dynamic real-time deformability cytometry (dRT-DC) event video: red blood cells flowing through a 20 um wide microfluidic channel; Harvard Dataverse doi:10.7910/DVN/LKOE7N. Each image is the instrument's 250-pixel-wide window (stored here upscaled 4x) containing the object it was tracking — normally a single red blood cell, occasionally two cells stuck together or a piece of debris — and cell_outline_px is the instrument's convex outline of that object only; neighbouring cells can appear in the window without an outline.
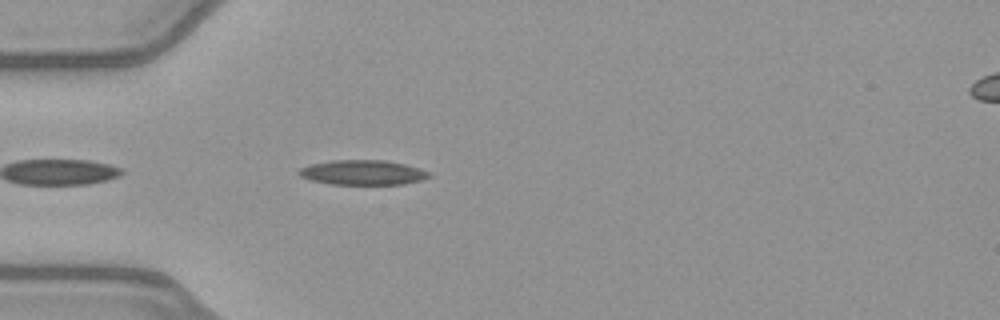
{"species": "common noctule bat (a hibernating species)", "species_latin": "Nyctalus noctula", "temperature_condition": "warm", "stored_images_in_passage": 37, "camera_frame_rate_fps": 3000, "um_per_image_px": 0.085, "animal": {"sex": "female", "body_mass_g": 21.9}, "frame": {"image": 1, "passage_image": 3, "time_ms": 0.667, "image_size_px": [1000, 320], "cell_outline_px": [[432, 176], [420, 180], [404, 184], [332, 184], [312, 180], [300, 176], [296, 172], [300, 168], [308, 164], [332, 160], [384, 160], [404, 164], [428, 172]], "centroid_in_image_um": [30.78, 14.66], "position_along_channel_um": 54.2, "area_um2": 18.67}}
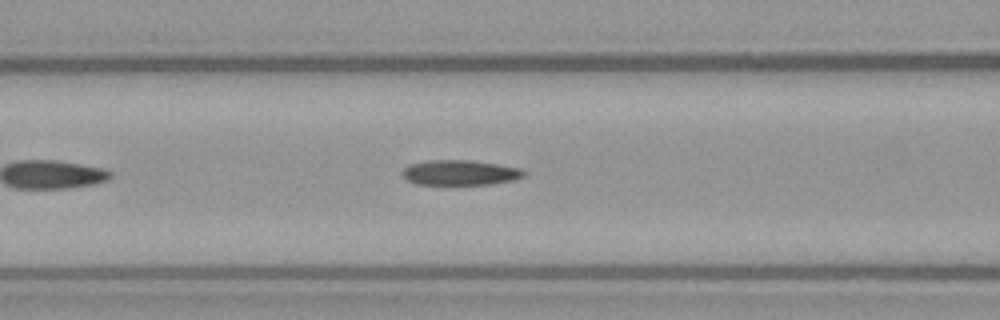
{"frame": {"image": 2, "passage_image": 9, "time_ms": 2.667, "image_size_px": [1000, 320], "cell_outline_px": [[528, 172], [524, 176], [516, 180], [492, 184], [416, 184], [408, 180], [404, 176], [404, 168], [408, 164], [428, 160], [468, 160], [496, 164], [520, 168]], "centroid_in_image_um": [39.15, 14.67], "position_along_channel_um": 127.4, "area_um2": 17.74}}
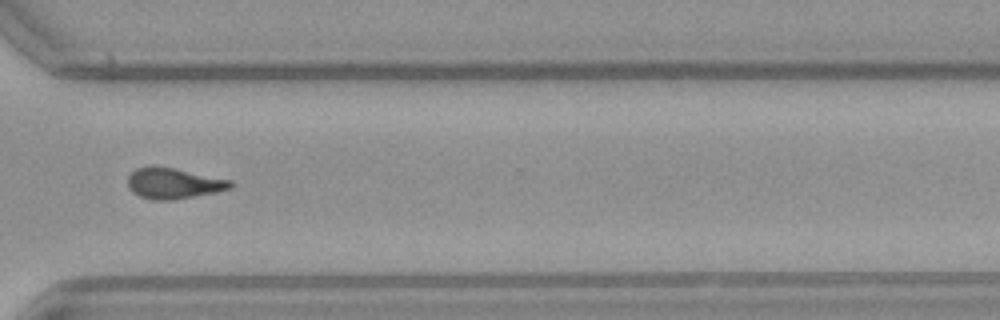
{"frame": {"image": 3, "passage_image": 26, "time_ms": 8.333, "image_size_px": [1000, 320], "cell_outline_px": [[236, 184], [232, 188], [216, 192], [172, 200], [156, 200], [140, 196], [132, 192], [128, 188], [128, 176], [136, 168], [148, 164], [152, 164], [232, 180]], "centroid_in_image_um": [14.74, 15.57], "position_along_channel_um": 355.9, "area_um2": 18.61}, "authors_computed_cell_mechanics": {"area_um2": 18.207, "velocity_mm_per_s": 4.0343, "shape_relaxation_time_tau1_ms": null, "shape_relaxation_time_tau2_ms": 6.3539, "deformation_change_tau1": null, "deformation_change_tau2": 0.1734}}